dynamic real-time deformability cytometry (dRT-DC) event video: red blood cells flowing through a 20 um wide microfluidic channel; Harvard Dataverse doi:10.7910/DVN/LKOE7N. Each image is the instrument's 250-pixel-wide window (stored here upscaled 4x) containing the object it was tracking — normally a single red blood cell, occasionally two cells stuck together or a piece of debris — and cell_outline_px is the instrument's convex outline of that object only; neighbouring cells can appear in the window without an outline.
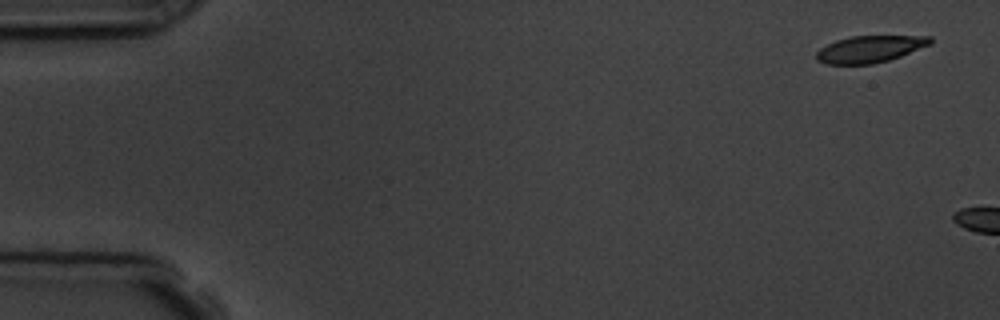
{"species": "common noctule bat (a hibernating species)", "species_latin": "Nyctalus noctula", "temperature_condition": "room temperature", "stored_images_in_passage": 2, "camera_frame_rate_fps": 3000, "um_per_image_px": 0.085, "animal": {"sex": "male", "body_mass_g": 19.5, "forearm_length_mm": 54.6}, "frame": {"image": 1, "passage_image": 1, "time_ms": 0.0, "image_size_px": [1000, 320], "cell_outline_px": [[932, 44], [900, 56], [888, 60], [872, 64], [828, 64], [816, 60], [816, 52], [820, 48], [836, 40], [852, 36], [932, 36]], "centroid_in_image_um": [73.94, 4.17], "position_along_channel_um": 11.1, "area_um2": 17.74}}